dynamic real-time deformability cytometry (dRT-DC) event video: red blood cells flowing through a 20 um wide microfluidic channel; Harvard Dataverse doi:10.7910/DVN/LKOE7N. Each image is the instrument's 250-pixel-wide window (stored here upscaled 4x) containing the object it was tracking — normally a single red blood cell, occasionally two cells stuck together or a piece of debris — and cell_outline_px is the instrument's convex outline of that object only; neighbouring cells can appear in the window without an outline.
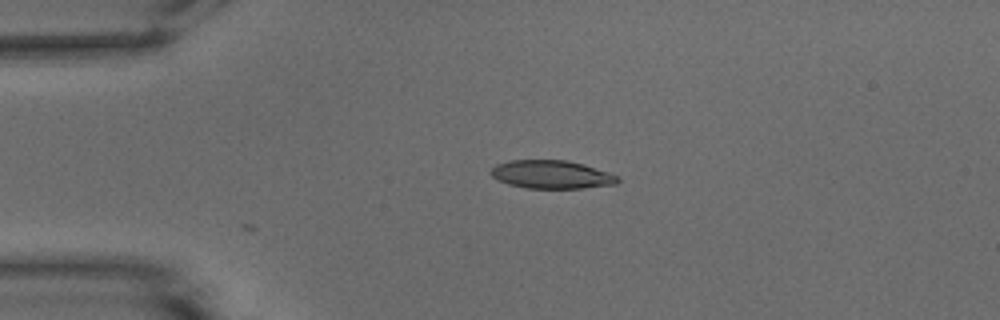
{"species": "common noctule bat (a hibernating species)", "species_latin": "Nyctalus noctula", "temperature_condition": "warm", "stored_images_in_passage": 2, "camera_frame_rate_fps": 3000, "um_per_image_px": 0.085, "animal": {"sex": "male", "body_mass_g": 15.6}, "frame": {"image": 1, "passage_image": 2, "time_ms": 0.333, "image_size_px": [1000, 320], "cell_outline_px": [[620, 180], [616, 184], [580, 188], [528, 188], [508, 184], [492, 176], [488, 172], [496, 164], [508, 160], [568, 160], [584, 164], [608, 172], [616, 176]], "centroid_in_image_um": [46.86, 14.82], "position_along_channel_um": 38.1, "area_um2": 20.81}}